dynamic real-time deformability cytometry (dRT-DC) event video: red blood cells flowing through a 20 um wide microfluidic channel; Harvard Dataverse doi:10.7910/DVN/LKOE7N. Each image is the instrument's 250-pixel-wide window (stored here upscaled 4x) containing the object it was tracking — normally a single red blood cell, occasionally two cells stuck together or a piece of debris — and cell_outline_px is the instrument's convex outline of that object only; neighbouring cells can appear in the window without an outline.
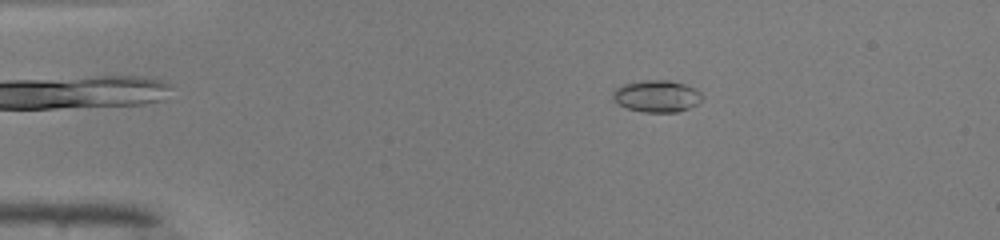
{"species": "common noctule bat (a hibernating species)", "species_latin": "Nyctalus noctula", "temperature_condition": "warm", "stored_images_in_passage": 50, "camera_frame_rate_fps": 3000, "um_per_image_px": 0.085, "animal": {"sex": "male", "body_mass_g": 19.0, "forearm_length_mm": 50.8}, "frame": {"image": 1, "passage_image": 10, "time_ms": 3.0, "image_size_px": [1000, 240], "cell_outline_px": [[704, 96], [696, 104], [688, 108], [676, 112], [644, 112], [628, 108], [620, 104], [612, 96], [612, 92], [616, 88], [624, 84], [644, 80], [668, 80], [684, 84], [696, 88]], "centroid_in_image_um": [55.85, 8.16], "position_along_channel_um": 29.2, "area_um2": 16.42}}
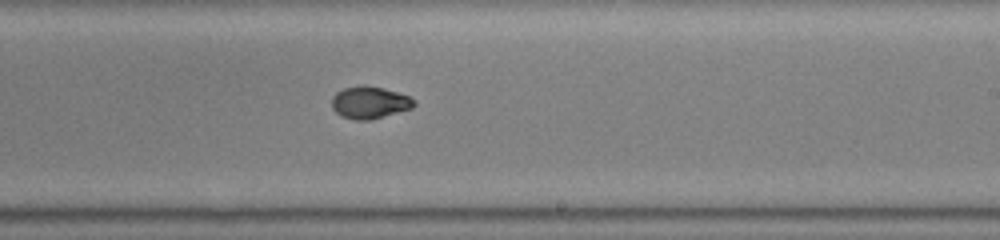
{"frame": {"image": 2, "passage_image": 31, "time_ms": 10.0, "image_size_px": [1000, 240], "cell_outline_px": [[416, 104], [412, 108], [368, 120], [356, 120], [340, 116], [332, 108], [332, 96], [336, 92], [344, 88], [364, 84], [384, 88], [408, 96], [416, 100]], "centroid_in_image_um": [31.4, 8.7], "position_along_channel_um": 257.6, "area_um2": 15.43}}
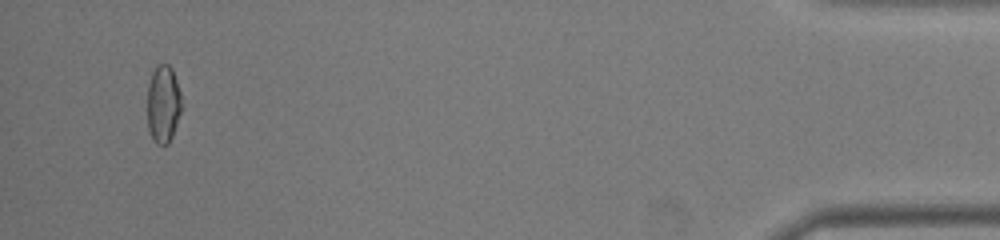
{"frame": {"image": 3, "passage_image": 48, "time_ms": 15.667, "image_size_px": [1000, 240], "cell_outline_px": [[180, 112], [172, 136], [168, 144], [156, 144], [148, 128], [148, 84], [152, 72], [156, 64], [168, 64], [172, 68], [180, 92]], "centroid_in_image_um": [13.86, 8.81], "position_along_channel_um": 421.3, "area_um2": 15.26}, "authors_computed_cell_mechanics": {"area_um2": 15.2881, "velocity_mm_per_s": 4.1699, "shape_relaxation_time_tau1_ms": 5.6159, "shape_relaxation_time_tau2_ms": 1.6175, "deformation_change_tau1": 0.2198, "deformation_change_tau2": 0.051}}